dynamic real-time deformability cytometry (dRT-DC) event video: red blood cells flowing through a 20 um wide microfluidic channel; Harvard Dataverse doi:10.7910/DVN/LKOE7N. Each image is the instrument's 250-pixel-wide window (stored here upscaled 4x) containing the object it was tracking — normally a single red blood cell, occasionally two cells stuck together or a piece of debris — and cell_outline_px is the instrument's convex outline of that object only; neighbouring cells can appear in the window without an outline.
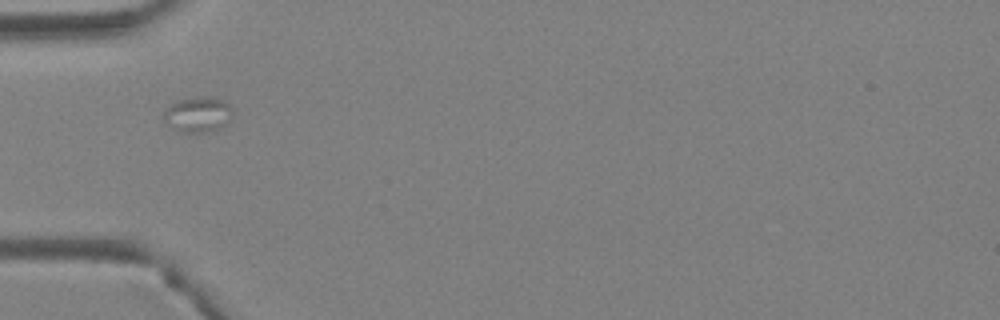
{"species": "Egyptian fruit bat (a non-hibernating species)", "species_latin": "Rousettus aegyptiacus", "temperature_condition": "warm", "stored_images_in_passage": 4, "camera_frame_rate_fps": 3000, "um_per_image_px": 0.085, "animal": {"sex": "female"}, "frame": {"image": 1, "passage_image": 4, "time_ms": 1.0, "image_size_px": [1000, 320], "cell_outline_px": [[232, 116], [228, 124], [212, 132], [176, 132], [164, 120], [164, 112], [172, 104], [188, 96], [208, 96], [224, 100], [232, 108]], "centroid_in_image_um": [16.86, 9.73], "position_along_channel_um": 68.1, "area_um2": 14.51}}